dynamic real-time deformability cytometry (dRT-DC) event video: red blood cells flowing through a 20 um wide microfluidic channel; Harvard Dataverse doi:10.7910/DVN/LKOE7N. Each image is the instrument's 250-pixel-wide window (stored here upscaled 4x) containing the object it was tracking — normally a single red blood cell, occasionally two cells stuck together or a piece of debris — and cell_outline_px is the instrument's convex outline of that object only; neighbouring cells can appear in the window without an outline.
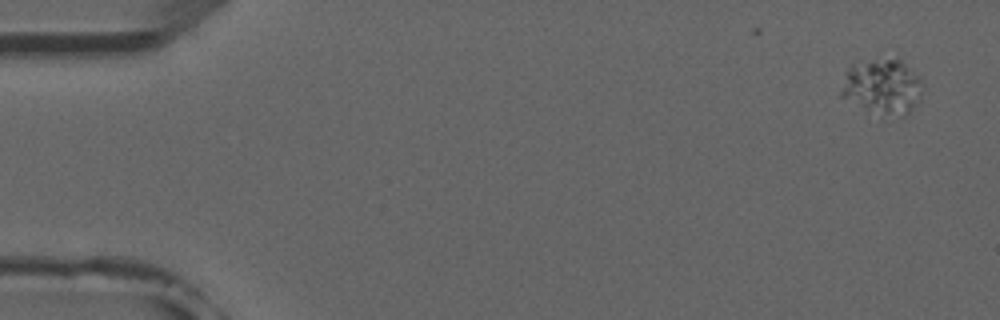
{"species": "common noctule bat (a hibernating species)", "species_latin": "Nyctalus noctula", "temperature_condition": "room temperature", "stored_images_in_passage": 4, "camera_frame_rate_fps": 3000, "um_per_image_px": 0.085, "animal": {"sex": "male", "forearm_length_mm": 52.5}, "frame": {"image": 1, "passage_image": 1, "time_ms": 0.0, "image_size_px": [1000, 320], "cell_outline_px": [[920, 100], [908, 112], [884, 112], [868, 108], [840, 96], [840, 92], [848, 72], [852, 64], [888, 60], [900, 60], [920, 80]], "centroid_in_image_um": [75.0, 7.33], "position_along_channel_um": 10.0, "area_um2": 23.81}}